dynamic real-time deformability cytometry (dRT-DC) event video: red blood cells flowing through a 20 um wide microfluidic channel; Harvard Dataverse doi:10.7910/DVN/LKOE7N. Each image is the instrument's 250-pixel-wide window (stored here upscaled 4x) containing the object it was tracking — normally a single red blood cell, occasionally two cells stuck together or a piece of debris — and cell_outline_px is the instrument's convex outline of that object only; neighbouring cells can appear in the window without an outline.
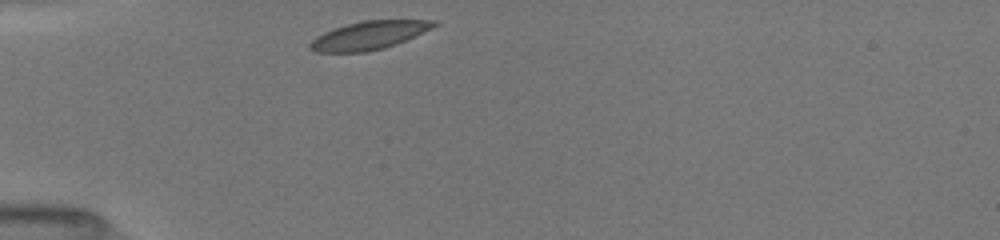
{"species": "common noctule bat (a hibernating species)", "species_latin": "Nyctalus noctula", "temperature_condition": "room temperature", "stored_images_in_passage": 10, "camera_frame_rate_fps": 3000, "um_per_image_px": 0.085, "animal": {"sex": "female", "body_mass_g": 19.5, "forearm_length_mm": 54.1}, "frame": {"image": 1, "passage_image": 1, "time_ms": 0.0, "image_size_px": [1000, 240], "cell_outline_px": [[440, 24], [432, 28], [396, 44], [384, 48], [368, 52], [316, 52], [308, 48], [308, 44], [316, 36], [324, 32], [348, 24], [364, 20], [436, 20]], "centroid_in_image_um": [31.36, 3.01], "position_along_channel_um": 53.6, "area_um2": 20.35}}
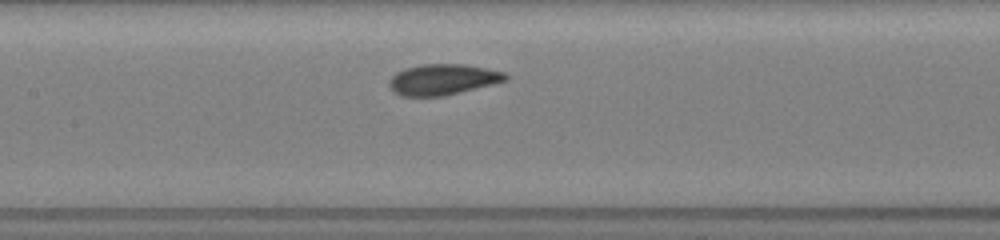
{"frame": {"image": 2, "passage_image": 6, "time_ms": 3.333, "image_size_px": [1000, 240], "cell_outline_px": [[508, 80], [444, 96], [400, 96], [392, 92], [388, 84], [388, 80], [396, 72], [404, 68], [424, 64], [464, 64], [488, 68], [504, 72], [508, 76]], "centroid_in_image_um": [37.6, 6.75], "position_along_channel_um": 169.8, "area_um2": 21.04}}
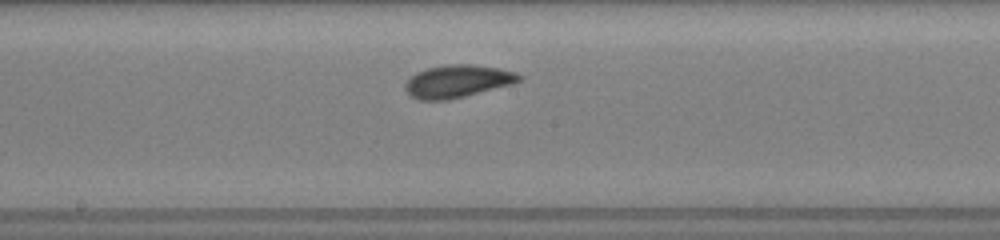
{"frame": {"image": 3, "passage_image": 9, "time_ms": 4.333, "image_size_px": [1000, 240], "cell_outline_px": [[520, 80], [512, 84], [448, 100], [420, 100], [412, 96], [404, 88], [404, 84], [416, 72], [428, 68], [444, 64], [472, 64], [500, 68], [516, 72], [520, 76]], "centroid_in_image_um": [38.87, 6.89], "position_along_channel_um": 209.3, "area_um2": 21.5}}